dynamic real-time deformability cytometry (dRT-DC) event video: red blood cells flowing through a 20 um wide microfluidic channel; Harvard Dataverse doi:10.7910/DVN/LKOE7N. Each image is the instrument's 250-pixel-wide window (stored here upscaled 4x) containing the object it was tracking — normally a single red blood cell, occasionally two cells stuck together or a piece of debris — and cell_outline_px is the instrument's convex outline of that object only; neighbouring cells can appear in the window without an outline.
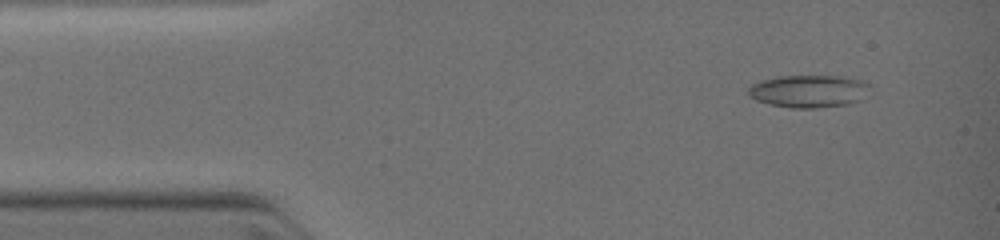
{"species": "common noctule bat (a hibernating species)", "species_latin": "Nyctalus noctula", "temperature_condition": "warm", "stored_images_in_passage": 9, "camera_frame_rate_fps": 3000, "um_per_image_px": 0.085, "animal": {"sex": "female", "body_mass_g": 19.0, "forearm_length_mm": 51.5}, "frame": {"image": 1, "passage_image": 1, "time_ms": 0.0, "image_size_px": [1000, 240], "cell_outline_px": [[872, 96], [848, 104], [816, 108], [792, 108], [768, 104], [756, 100], [748, 96], [748, 88], [752, 84], [764, 80], [780, 76], [844, 76], [864, 80], [872, 84]], "centroid_in_image_um": [68.87, 7.75], "position_along_channel_um": 16.1, "area_um2": 23.7}}
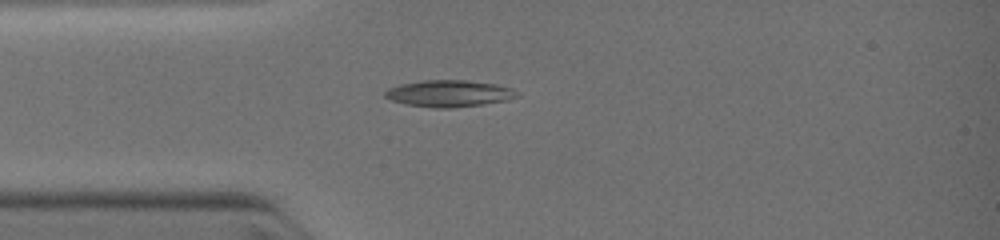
{"frame": {"image": 2, "passage_image": 6, "time_ms": 2.0, "image_size_px": [1000, 240], "cell_outline_px": [[520, 96], [508, 100], [484, 104], [452, 108], [436, 108], [404, 104], [392, 100], [384, 96], [384, 92], [388, 88], [400, 84], [424, 80], [468, 80], [496, 84], [512, 88], [520, 92]], "centroid_in_image_um": [38.21, 7.94], "position_along_channel_um": 46.8, "area_um2": 20.75}}
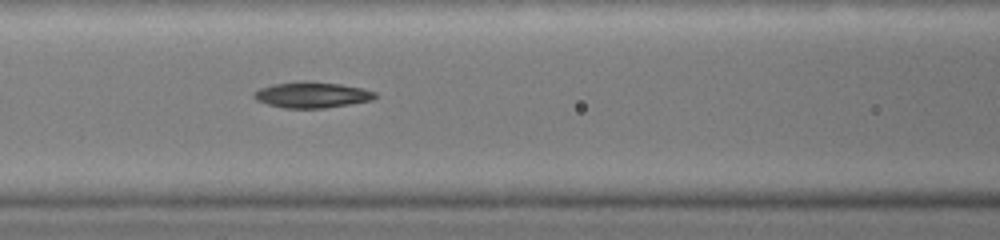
{"frame": {"image": 3, "passage_image": 9, "time_ms": 4.0, "image_size_px": [1000, 240], "cell_outline_px": [[376, 96], [372, 100], [324, 108], [284, 108], [268, 104], [256, 100], [252, 96], [260, 88], [272, 84], [304, 80], [308, 80], [340, 84], [360, 88], [376, 92]], "centroid_in_image_um": [26.49, 8.05], "position_along_channel_um": 140.1, "area_um2": 18.21}}